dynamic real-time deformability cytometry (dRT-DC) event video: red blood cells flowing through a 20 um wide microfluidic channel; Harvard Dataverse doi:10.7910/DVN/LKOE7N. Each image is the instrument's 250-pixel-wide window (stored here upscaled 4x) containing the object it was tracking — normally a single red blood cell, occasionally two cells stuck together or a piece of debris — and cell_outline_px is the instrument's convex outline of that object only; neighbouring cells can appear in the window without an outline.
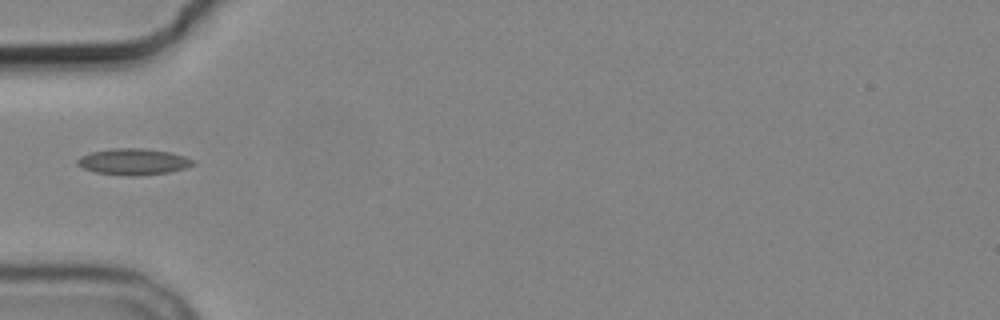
{"species": "common noctule bat (a hibernating species)", "species_latin": "Nyctalus noctula", "temperature_condition": "cold", "stored_images_in_passage": 1, "camera_frame_rate_fps": 3000, "um_per_image_px": 0.085, "animal": {"sex": "male", "body_mass_g": 19.2, "forearm_length_mm": 51.8}, "frame": {"image": 1, "passage_image": 1, "time_ms": 0.0, "image_size_px": [1000, 320], "cell_outline_px": [[196, 164], [184, 168], [168, 172], [132, 176], [128, 176], [96, 172], [84, 168], [76, 164], [76, 160], [80, 156], [92, 152], [112, 148], [144, 148], [172, 152], [184, 156], [192, 160]], "centroid_in_image_um": [11.33, 13.73], "position_along_channel_um": 73.7, "area_um2": 17.63}}